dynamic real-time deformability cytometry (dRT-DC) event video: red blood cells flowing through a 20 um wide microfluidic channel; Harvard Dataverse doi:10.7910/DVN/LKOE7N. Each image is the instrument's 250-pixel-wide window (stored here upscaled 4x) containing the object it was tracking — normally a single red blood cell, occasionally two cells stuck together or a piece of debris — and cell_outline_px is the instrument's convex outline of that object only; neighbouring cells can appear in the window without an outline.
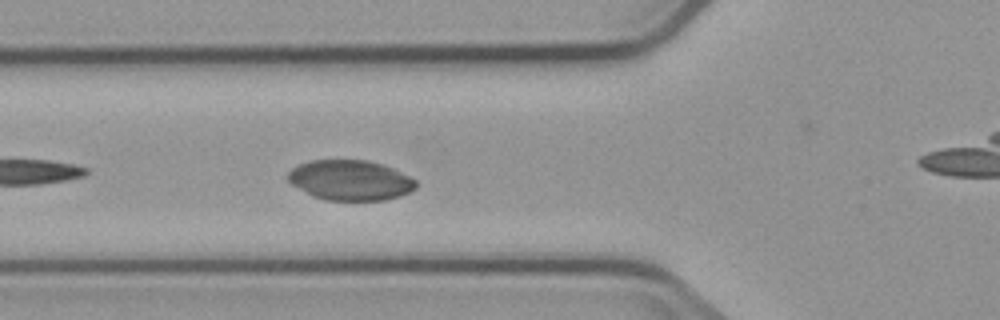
{"species": "common noctule bat (a hibernating species)", "species_latin": "Nyctalus noctula", "temperature_condition": "cold", "stored_images_in_passage": 6, "camera_frame_rate_fps": 3000, "um_per_image_px": 0.085, "animal": {"sex": "male", "body_mass_g": 23.1, "forearm_length_mm": 52.7}, "frame": {"image": 1, "passage_image": 5, "time_ms": 4.667, "image_size_px": [1000, 320], "cell_outline_px": [[416, 188], [400, 196], [384, 200], [324, 200], [312, 196], [292, 184], [288, 180], [288, 172], [292, 168], [300, 164], [312, 160], [368, 160], [384, 164], [416, 180]], "centroid_in_image_um": [29.77, 15.32], "position_along_channel_um": 96.0, "area_um2": 29.88}}